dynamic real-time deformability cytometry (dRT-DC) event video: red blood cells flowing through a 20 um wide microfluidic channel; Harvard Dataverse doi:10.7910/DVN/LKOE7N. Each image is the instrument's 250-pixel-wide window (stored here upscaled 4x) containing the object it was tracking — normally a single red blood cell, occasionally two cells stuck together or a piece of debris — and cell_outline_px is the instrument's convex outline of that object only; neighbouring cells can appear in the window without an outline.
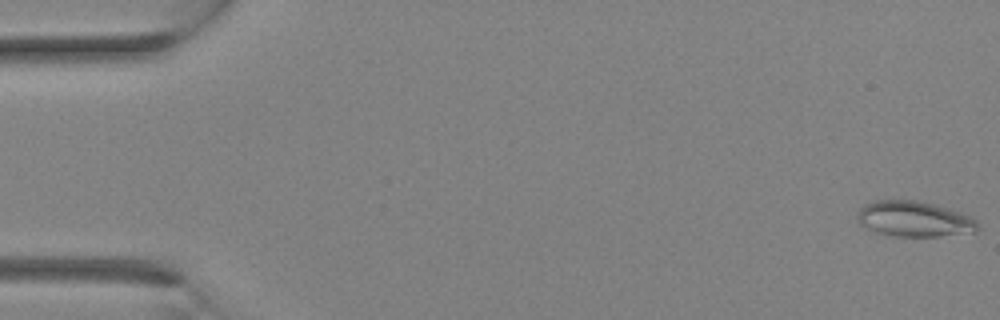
{"species": "Egyptian fruit bat (a non-hibernating species)", "species_latin": "Rousettus aegyptiacus", "temperature_condition": "room temperature", "stored_images_in_passage": 6, "camera_frame_rate_fps": 3000, "um_per_image_px": 0.085, "animal": {"sex": "female"}, "frame": {"image": 1, "passage_image": 1, "time_ms": 0.0, "image_size_px": [1000, 320], "cell_outline_px": [[980, 228], [976, 232], [940, 236], [892, 236], [876, 232], [860, 224], [856, 216], [856, 212], [864, 204], [872, 200], [920, 200], [936, 204], [972, 216], [976, 220]], "centroid_in_image_um": [77.71, 18.6], "position_along_channel_um": 7.3, "area_um2": 25.32}}